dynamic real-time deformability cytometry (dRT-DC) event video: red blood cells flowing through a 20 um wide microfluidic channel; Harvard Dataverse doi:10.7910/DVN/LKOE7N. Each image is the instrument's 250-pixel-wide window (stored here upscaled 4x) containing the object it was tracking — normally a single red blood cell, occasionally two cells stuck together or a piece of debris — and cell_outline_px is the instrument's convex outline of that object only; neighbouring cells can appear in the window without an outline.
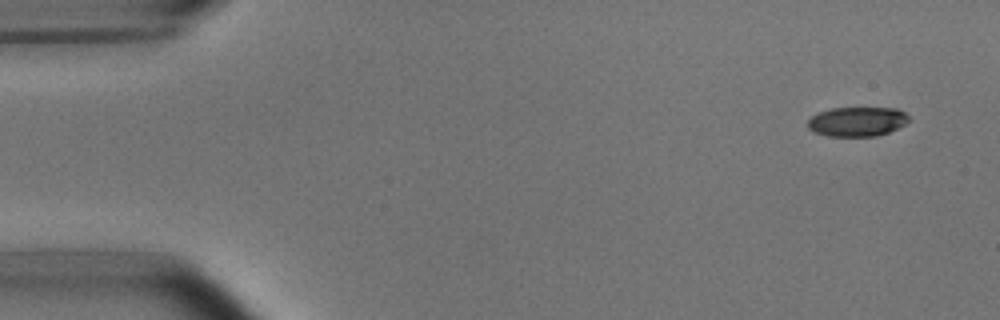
{"species": "common noctule bat (a hibernating species)", "species_latin": "Nyctalus noctula", "temperature_condition": "room temperature", "stored_images_in_passage": 6, "segment_of_instrument_passage": [2, 2], "camera_frame_rate_fps": 3000, "um_per_image_px": 0.085, "animal": {"sex": "male", "body_mass_g": 15.6}, "frame": {"image": 1, "passage_image": 6, "time_ms": 1.667, "image_size_px": [1000, 320], "cell_outline_px": [[908, 120], [904, 124], [888, 132], [876, 136], [828, 136], [816, 132], [808, 128], [808, 120], [812, 116], [820, 112], [832, 108], [900, 108], [908, 116]], "centroid_in_image_um": [72.86, 10.33], "position_along_channel_um": 12.1, "area_um2": 17.17}}